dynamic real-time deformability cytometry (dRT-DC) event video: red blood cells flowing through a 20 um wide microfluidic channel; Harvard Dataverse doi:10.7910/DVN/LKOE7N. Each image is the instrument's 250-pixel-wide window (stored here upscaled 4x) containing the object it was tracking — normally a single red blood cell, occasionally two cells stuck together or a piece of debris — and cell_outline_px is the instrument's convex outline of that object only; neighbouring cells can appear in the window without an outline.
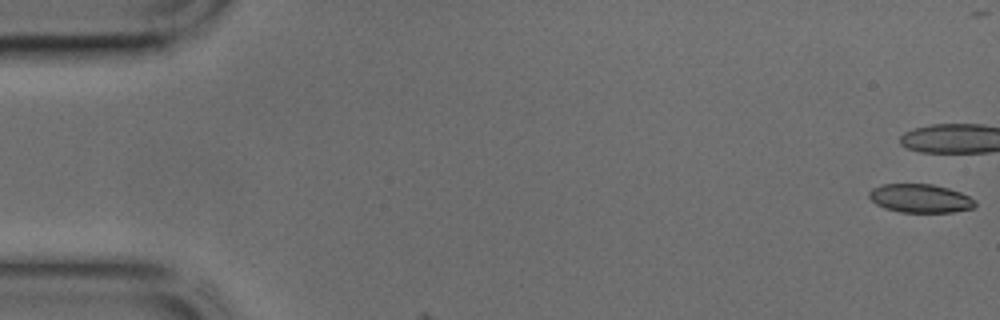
{"species": "common noctule bat (a hibernating species)", "species_latin": "Nyctalus noctula", "temperature_condition": "cold", "stored_images_in_passage": 3, "camera_frame_rate_fps": 3000, "um_per_image_px": 0.085, "animal": {"sex": "male", "body_mass_g": 17.9, "forearm_length_mm": 54.2}, "frame": {"image": 1, "passage_image": 1, "time_ms": 0.0, "image_size_px": [1000, 320], "cell_outline_px": [[976, 204], [972, 208], [952, 212], [900, 212], [884, 208], [876, 204], [868, 196], [868, 192], [872, 188], [884, 184], [932, 184], [948, 188], [960, 192], [976, 200]], "centroid_in_image_um": [78.21, 16.86], "position_along_channel_um": 6.8, "area_um2": 17.63}}